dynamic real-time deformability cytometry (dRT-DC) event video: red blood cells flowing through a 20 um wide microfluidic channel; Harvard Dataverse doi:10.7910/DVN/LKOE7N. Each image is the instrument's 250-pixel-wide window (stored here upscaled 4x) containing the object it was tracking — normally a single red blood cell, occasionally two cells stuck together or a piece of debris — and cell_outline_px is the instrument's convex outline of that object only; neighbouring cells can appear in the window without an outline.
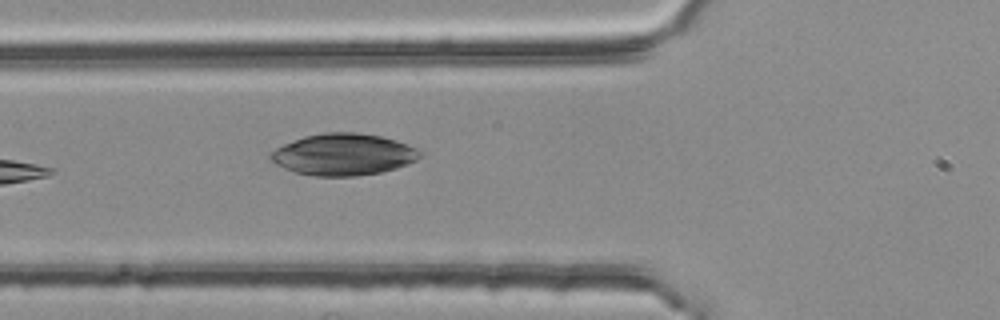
{"species": "common noctule bat (a hibernating species)", "species_latin": "Nyctalus noctula", "temperature_condition": "room temperature", "stored_images_in_passage": 4, "camera_frame_rate_fps": 3000, "um_per_image_px": 0.085, "animal": {"sex": "female", "body_mass_g": 25.1}, "frame": {"image": 1, "passage_image": 4, "time_ms": 1.0, "image_size_px": [1000, 320], "cell_outline_px": [[420, 156], [416, 160], [408, 164], [396, 168], [380, 172], [356, 176], [312, 176], [292, 172], [268, 160], [268, 156], [276, 148], [284, 144], [304, 136], [324, 132], [356, 132], [380, 136], [396, 140], [416, 148], [420, 152]], "centroid_in_image_um": [29.14, 13.13], "position_along_channel_um": 96.7, "area_um2": 36.36}}